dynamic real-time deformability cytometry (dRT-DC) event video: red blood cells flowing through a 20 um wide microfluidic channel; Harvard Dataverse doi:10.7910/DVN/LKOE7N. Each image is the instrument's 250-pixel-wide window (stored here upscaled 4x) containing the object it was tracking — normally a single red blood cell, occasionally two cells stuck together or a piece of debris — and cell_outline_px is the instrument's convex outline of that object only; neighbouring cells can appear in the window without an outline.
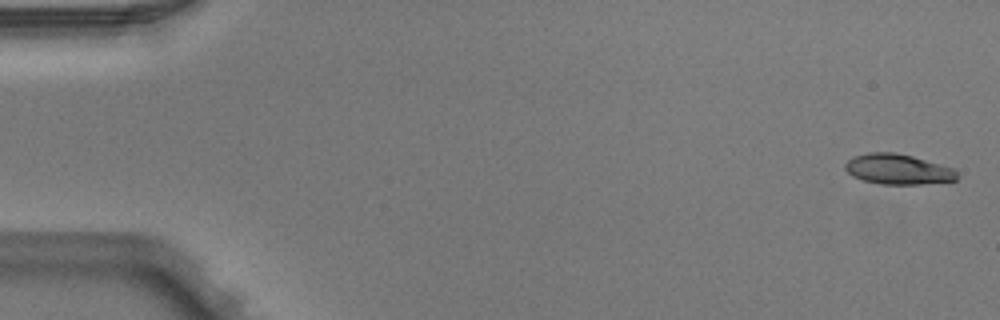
{"species": "Egyptian fruit bat (a non-hibernating species)", "species_latin": "Rousettus aegyptiacus", "temperature_condition": "warm", "stored_images_in_passage": 4, "camera_frame_rate_fps": 3000, "um_per_image_px": 0.085, "animal": {"sex": "male"}, "frame": {"image": 1, "passage_image": 1, "time_ms": 0.0, "image_size_px": [1000, 320], "cell_outline_px": [[960, 176], [956, 180], [920, 184], [880, 184], [864, 180], [852, 176], [844, 168], [844, 164], [852, 156], [868, 152], [892, 152], [912, 156], [952, 168]], "centroid_in_image_um": [76.28, 14.38], "position_along_channel_um": 8.7, "area_um2": 19.65}}
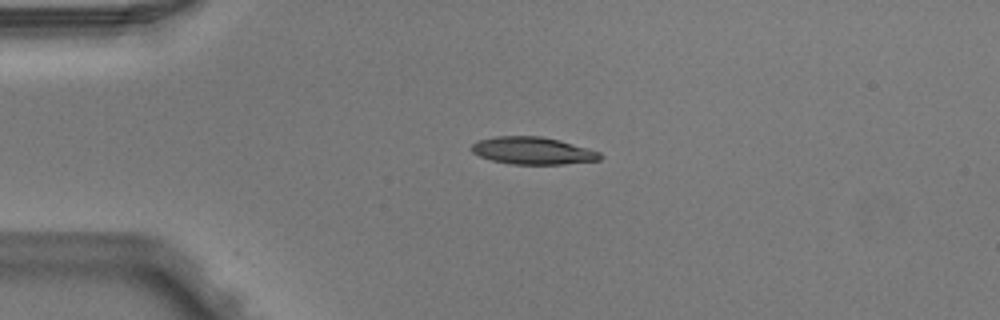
{"frame": {"image": 2, "passage_image": 4, "time_ms": 1.0, "image_size_px": [1000, 320], "cell_outline_px": [[604, 156], [600, 160], [564, 164], [512, 164], [492, 160], [480, 156], [472, 152], [472, 144], [476, 140], [496, 136], [540, 136], [560, 140], [600, 152]], "centroid_in_image_um": [45.29, 12.8], "position_along_channel_um": 39.7, "area_um2": 20.46}}